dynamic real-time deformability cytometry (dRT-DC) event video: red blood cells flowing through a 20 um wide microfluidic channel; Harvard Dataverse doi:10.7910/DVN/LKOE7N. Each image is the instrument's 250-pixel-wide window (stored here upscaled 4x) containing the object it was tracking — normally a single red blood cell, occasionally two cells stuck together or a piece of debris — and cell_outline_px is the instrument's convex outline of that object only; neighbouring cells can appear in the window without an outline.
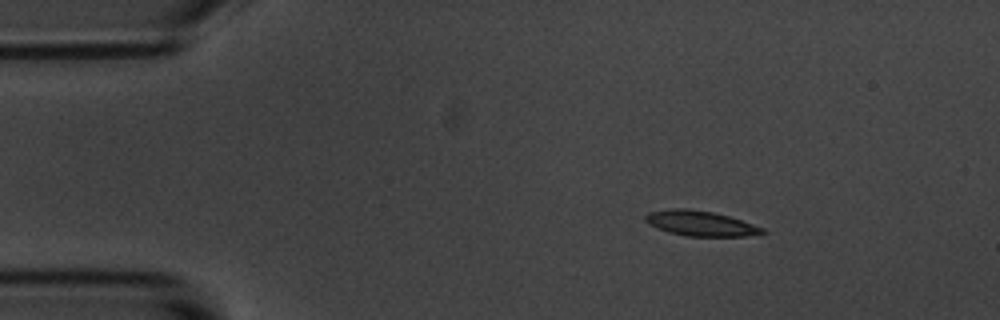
{"species": "common noctule bat (a hibernating species)", "species_latin": "Nyctalus noctula", "temperature_condition": "room temperature", "stored_images_in_passage": 3, "camera_frame_rate_fps": 3000, "um_per_image_px": 0.085, "animal": {"sex": "male", "body_mass_g": 20.1, "forearm_length_mm": 53.5}, "frame": {"image": 1, "passage_image": 1, "time_ms": 0.0, "image_size_px": [1000, 320], "cell_outline_px": [[768, 232], [744, 236], [684, 236], [668, 232], [656, 228], [648, 224], [644, 220], [644, 216], [648, 212], [672, 208], [688, 208], [712, 212], [728, 216], [764, 228]], "centroid_in_image_um": [59.48, 18.98], "position_along_channel_um": 25.5, "area_um2": 17.17}}